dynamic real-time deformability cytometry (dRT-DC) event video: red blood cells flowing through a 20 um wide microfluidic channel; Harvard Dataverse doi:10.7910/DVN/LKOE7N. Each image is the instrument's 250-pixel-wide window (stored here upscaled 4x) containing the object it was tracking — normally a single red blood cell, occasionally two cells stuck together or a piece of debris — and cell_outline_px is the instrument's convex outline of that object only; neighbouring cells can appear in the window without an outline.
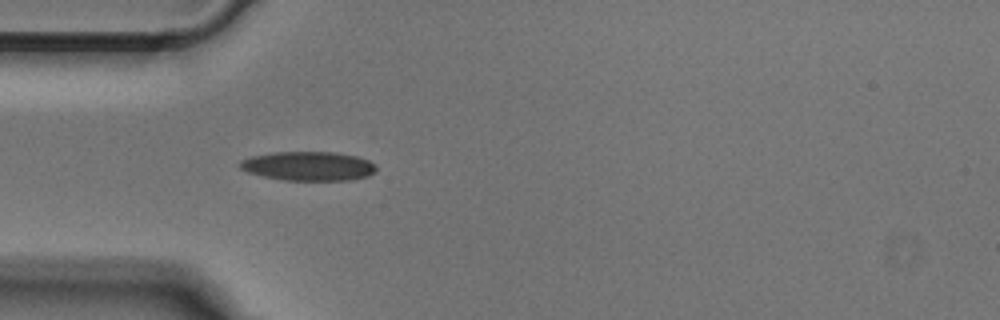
{"species": "Egyptian fruit bat (a non-hibernating species)", "species_latin": "Rousettus aegyptiacus", "temperature_condition": "cold", "stored_images_in_passage": 41, "camera_frame_rate_fps": 3000, "um_per_image_px": 0.085, "animal": {"sex": "male"}, "frame": {"image": 1, "passage_image": 5, "time_ms": 1.333, "image_size_px": [1000, 320], "cell_outline_px": [[376, 168], [368, 176], [348, 180], [284, 180], [264, 176], [248, 172], [240, 168], [236, 164], [240, 160], [252, 156], [272, 152], [332, 152], [356, 156], [368, 160], [376, 164]], "centroid_in_image_um": [26.18, 14.11], "position_along_channel_um": 58.8, "area_um2": 23.06}}
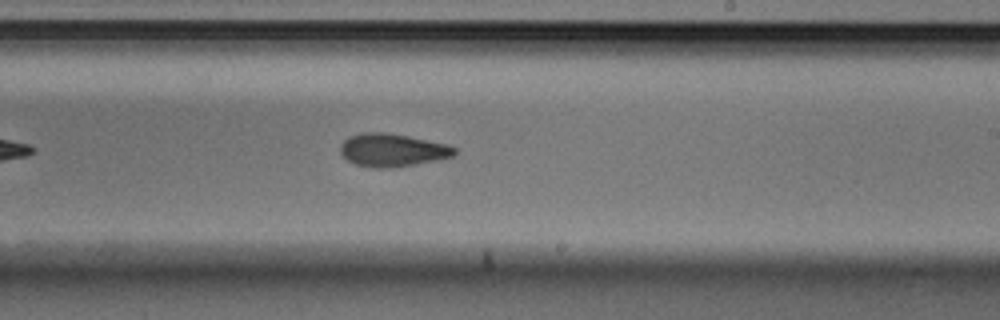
{"frame": {"image": 2, "passage_image": 20, "time_ms": 6.333, "image_size_px": [1000, 320], "cell_outline_px": [[456, 152], [452, 156], [436, 160], [416, 164], [392, 168], [372, 168], [356, 164], [348, 160], [340, 152], [340, 144], [348, 136], [360, 132], [388, 132], [448, 144], [456, 148]], "centroid_in_image_um": [33.32, 12.75], "position_along_channel_um": 255.7, "area_um2": 22.08}}
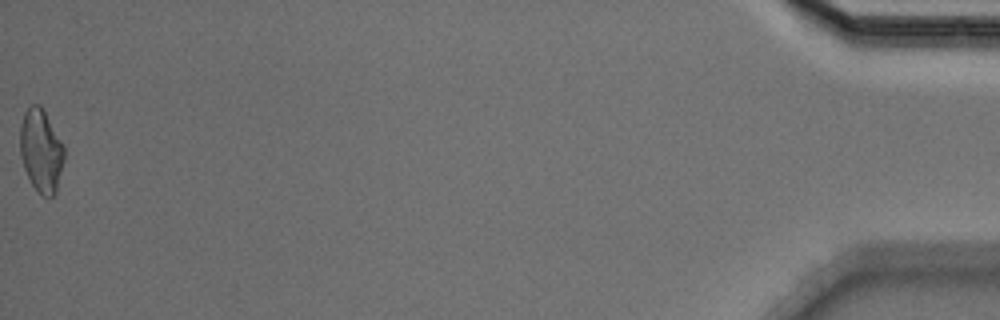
{"frame": {"image": 3, "passage_image": 41, "time_ms": 13.333, "image_size_px": [1000, 320], "cell_outline_px": [[64, 160], [56, 192], [52, 196], [44, 196], [36, 192], [24, 168], [20, 156], [20, 124], [24, 112], [32, 104], [40, 104], [44, 108], [64, 144]], "centroid_in_image_um": [3.5, 12.77], "position_along_channel_um": 431.7, "area_um2": 21.68}}